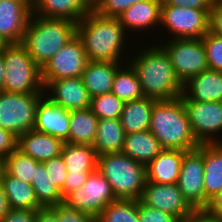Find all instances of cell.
<instances>
[{
	"label": "cell",
	"mask_w": 222,
	"mask_h": 222,
	"mask_svg": "<svg viewBox=\"0 0 222 222\" xmlns=\"http://www.w3.org/2000/svg\"><path fill=\"white\" fill-rule=\"evenodd\" d=\"M91 10L87 0H38L32 7L33 15L75 23H79Z\"/></svg>",
	"instance_id": "22"
},
{
	"label": "cell",
	"mask_w": 222,
	"mask_h": 222,
	"mask_svg": "<svg viewBox=\"0 0 222 222\" xmlns=\"http://www.w3.org/2000/svg\"><path fill=\"white\" fill-rule=\"evenodd\" d=\"M44 163H38L31 185L34 188L37 201L44 207H51L64 203L61 192L48 179Z\"/></svg>",
	"instance_id": "32"
},
{
	"label": "cell",
	"mask_w": 222,
	"mask_h": 222,
	"mask_svg": "<svg viewBox=\"0 0 222 222\" xmlns=\"http://www.w3.org/2000/svg\"><path fill=\"white\" fill-rule=\"evenodd\" d=\"M169 41L162 47L170 56L175 74L182 84L209 69L201 38H173Z\"/></svg>",
	"instance_id": "8"
},
{
	"label": "cell",
	"mask_w": 222,
	"mask_h": 222,
	"mask_svg": "<svg viewBox=\"0 0 222 222\" xmlns=\"http://www.w3.org/2000/svg\"><path fill=\"white\" fill-rule=\"evenodd\" d=\"M149 131L164 149L190 151L200 145L193 135L181 97L154 103Z\"/></svg>",
	"instance_id": "3"
},
{
	"label": "cell",
	"mask_w": 222,
	"mask_h": 222,
	"mask_svg": "<svg viewBox=\"0 0 222 222\" xmlns=\"http://www.w3.org/2000/svg\"><path fill=\"white\" fill-rule=\"evenodd\" d=\"M33 5L38 1V0H29Z\"/></svg>",
	"instance_id": "54"
},
{
	"label": "cell",
	"mask_w": 222,
	"mask_h": 222,
	"mask_svg": "<svg viewBox=\"0 0 222 222\" xmlns=\"http://www.w3.org/2000/svg\"><path fill=\"white\" fill-rule=\"evenodd\" d=\"M205 222H222V220H214L205 214Z\"/></svg>",
	"instance_id": "52"
},
{
	"label": "cell",
	"mask_w": 222,
	"mask_h": 222,
	"mask_svg": "<svg viewBox=\"0 0 222 222\" xmlns=\"http://www.w3.org/2000/svg\"><path fill=\"white\" fill-rule=\"evenodd\" d=\"M125 102L114 93L91 98L90 109L98 119H120Z\"/></svg>",
	"instance_id": "35"
},
{
	"label": "cell",
	"mask_w": 222,
	"mask_h": 222,
	"mask_svg": "<svg viewBox=\"0 0 222 222\" xmlns=\"http://www.w3.org/2000/svg\"><path fill=\"white\" fill-rule=\"evenodd\" d=\"M164 148L149 130L125 135L122 153L147 166Z\"/></svg>",
	"instance_id": "26"
},
{
	"label": "cell",
	"mask_w": 222,
	"mask_h": 222,
	"mask_svg": "<svg viewBox=\"0 0 222 222\" xmlns=\"http://www.w3.org/2000/svg\"><path fill=\"white\" fill-rule=\"evenodd\" d=\"M97 170L109 181L117 199L139 200L146 183V166L126 154L98 156Z\"/></svg>",
	"instance_id": "5"
},
{
	"label": "cell",
	"mask_w": 222,
	"mask_h": 222,
	"mask_svg": "<svg viewBox=\"0 0 222 222\" xmlns=\"http://www.w3.org/2000/svg\"><path fill=\"white\" fill-rule=\"evenodd\" d=\"M61 156L67 172H93L97 169V153L92 145L64 143Z\"/></svg>",
	"instance_id": "30"
},
{
	"label": "cell",
	"mask_w": 222,
	"mask_h": 222,
	"mask_svg": "<svg viewBox=\"0 0 222 222\" xmlns=\"http://www.w3.org/2000/svg\"><path fill=\"white\" fill-rule=\"evenodd\" d=\"M17 148V137L0 127V161Z\"/></svg>",
	"instance_id": "43"
},
{
	"label": "cell",
	"mask_w": 222,
	"mask_h": 222,
	"mask_svg": "<svg viewBox=\"0 0 222 222\" xmlns=\"http://www.w3.org/2000/svg\"><path fill=\"white\" fill-rule=\"evenodd\" d=\"M91 172H67L63 185V198L65 199L72 191L82 187Z\"/></svg>",
	"instance_id": "41"
},
{
	"label": "cell",
	"mask_w": 222,
	"mask_h": 222,
	"mask_svg": "<svg viewBox=\"0 0 222 222\" xmlns=\"http://www.w3.org/2000/svg\"><path fill=\"white\" fill-rule=\"evenodd\" d=\"M162 0H144L126 9L119 17L124 30L150 28L161 23Z\"/></svg>",
	"instance_id": "25"
},
{
	"label": "cell",
	"mask_w": 222,
	"mask_h": 222,
	"mask_svg": "<svg viewBox=\"0 0 222 222\" xmlns=\"http://www.w3.org/2000/svg\"><path fill=\"white\" fill-rule=\"evenodd\" d=\"M185 152L179 149H163L146 166V181L159 184H177Z\"/></svg>",
	"instance_id": "20"
},
{
	"label": "cell",
	"mask_w": 222,
	"mask_h": 222,
	"mask_svg": "<svg viewBox=\"0 0 222 222\" xmlns=\"http://www.w3.org/2000/svg\"><path fill=\"white\" fill-rule=\"evenodd\" d=\"M178 222H205V213L197 212L194 216L182 220H178Z\"/></svg>",
	"instance_id": "49"
},
{
	"label": "cell",
	"mask_w": 222,
	"mask_h": 222,
	"mask_svg": "<svg viewBox=\"0 0 222 222\" xmlns=\"http://www.w3.org/2000/svg\"><path fill=\"white\" fill-rule=\"evenodd\" d=\"M209 11L174 5L161 6V23L174 39L202 38L209 31Z\"/></svg>",
	"instance_id": "11"
},
{
	"label": "cell",
	"mask_w": 222,
	"mask_h": 222,
	"mask_svg": "<svg viewBox=\"0 0 222 222\" xmlns=\"http://www.w3.org/2000/svg\"><path fill=\"white\" fill-rule=\"evenodd\" d=\"M139 201L143 205L170 213L178 220L190 218L197 213L182 195L177 184L146 181Z\"/></svg>",
	"instance_id": "13"
},
{
	"label": "cell",
	"mask_w": 222,
	"mask_h": 222,
	"mask_svg": "<svg viewBox=\"0 0 222 222\" xmlns=\"http://www.w3.org/2000/svg\"><path fill=\"white\" fill-rule=\"evenodd\" d=\"M32 3L20 0L0 1V36L9 44L21 43L31 17Z\"/></svg>",
	"instance_id": "15"
},
{
	"label": "cell",
	"mask_w": 222,
	"mask_h": 222,
	"mask_svg": "<svg viewBox=\"0 0 222 222\" xmlns=\"http://www.w3.org/2000/svg\"><path fill=\"white\" fill-rule=\"evenodd\" d=\"M43 163L46 167V171L49 177L48 179L61 192L63 197V185L67 175V169L61 154L57 157L48 159Z\"/></svg>",
	"instance_id": "38"
},
{
	"label": "cell",
	"mask_w": 222,
	"mask_h": 222,
	"mask_svg": "<svg viewBox=\"0 0 222 222\" xmlns=\"http://www.w3.org/2000/svg\"><path fill=\"white\" fill-rule=\"evenodd\" d=\"M0 181L11 209L40 210L44 208L38 201L31 183H26L0 168Z\"/></svg>",
	"instance_id": "24"
},
{
	"label": "cell",
	"mask_w": 222,
	"mask_h": 222,
	"mask_svg": "<svg viewBox=\"0 0 222 222\" xmlns=\"http://www.w3.org/2000/svg\"><path fill=\"white\" fill-rule=\"evenodd\" d=\"M45 88L53 91L50 93H54L52 97L48 98L68 111L90 108L91 97L81 77L54 80Z\"/></svg>",
	"instance_id": "17"
},
{
	"label": "cell",
	"mask_w": 222,
	"mask_h": 222,
	"mask_svg": "<svg viewBox=\"0 0 222 222\" xmlns=\"http://www.w3.org/2000/svg\"><path fill=\"white\" fill-rule=\"evenodd\" d=\"M156 101L144 96L140 99L125 102L120 116L125 134L149 130L152 107Z\"/></svg>",
	"instance_id": "27"
},
{
	"label": "cell",
	"mask_w": 222,
	"mask_h": 222,
	"mask_svg": "<svg viewBox=\"0 0 222 222\" xmlns=\"http://www.w3.org/2000/svg\"><path fill=\"white\" fill-rule=\"evenodd\" d=\"M203 212L214 220H222V190L209 201Z\"/></svg>",
	"instance_id": "46"
},
{
	"label": "cell",
	"mask_w": 222,
	"mask_h": 222,
	"mask_svg": "<svg viewBox=\"0 0 222 222\" xmlns=\"http://www.w3.org/2000/svg\"><path fill=\"white\" fill-rule=\"evenodd\" d=\"M3 91L19 94H43L42 68L21 43H10L4 51Z\"/></svg>",
	"instance_id": "6"
},
{
	"label": "cell",
	"mask_w": 222,
	"mask_h": 222,
	"mask_svg": "<svg viewBox=\"0 0 222 222\" xmlns=\"http://www.w3.org/2000/svg\"><path fill=\"white\" fill-rule=\"evenodd\" d=\"M213 0H162V5L189 7L197 10H210Z\"/></svg>",
	"instance_id": "45"
},
{
	"label": "cell",
	"mask_w": 222,
	"mask_h": 222,
	"mask_svg": "<svg viewBox=\"0 0 222 222\" xmlns=\"http://www.w3.org/2000/svg\"><path fill=\"white\" fill-rule=\"evenodd\" d=\"M10 209L11 208L5 194L4 187L0 181V221L4 218V216L9 212Z\"/></svg>",
	"instance_id": "48"
},
{
	"label": "cell",
	"mask_w": 222,
	"mask_h": 222,
	"mask_svg": "<svg viewBox=\"0 0 222 222\" xmlns=\"http://www.w3.org/2000/svg\"><path fill=\"white\" fill-rule=\"evenodd\" d=\"M9 43L0 36V53L4 51L5 47L8 45Z\"/></svg>",
	"instance_id": "51"
},
{
	"label": "cell",
	"mask_w": 222,
	"mask_h": 222,
	"mask_svg": "<svg viewBox=\"0 0 222 222\" xmlns=\"http://www.w3.org/2000/svg\"><path fill=\"white\" fill-rule=\"evenodd\" d=\"M76 34L75 22L38 15L33 17L32 13L21 44L42 68Z\"/></svg>",
	"instance_id": "4"
},
{
	"label": "cell",
	"mask_w": 222,
	"mask_h": 222,
	"mask_svg": "<svg viewBox=\"0 0 222 222\" xmlns=\"http://www.w3.org/2000/svg\"><path fill=\"white\" fill-rule=\"evenodd\" d=\"M144 0H98L92 7L97 14L105 17H119L126 9Z\"/></svg>",
	"instance_id": "37"
},
{
	"label": "cell",
	"mask_w": 222,
	"mask_h": 222,
	"mask_svg": "<svg viewBox=\"0 0 222 222\" xmlns=\"http://www.w3.org/2000/svg\"><path fill=\"white\" fill-rule=\"evenodd\" d=\"M125 135L120 119H98L93 142L97 156L120 153L124 146Z\"/></svg>",
	"instance_id": "28"
},
{
	"label": "cell",
	"mask_w": 222,
	"mask_h": 222,
	"mask_svg": "<svg viewBox=\"0 0 222 222\" xmlns=\"http://www.w3.org/2000/svg\"><path fill=\"white\" fill-rule=\"evenodd\" d=\"M69 144H88L93 146L98 118L90 108L70 111Z\"/></svg>",
	"instance_id": "29"
},
{
	"label": "cell",
	"mask_w": 222,
	"mask_h": 222,
	"mask_svg": "<svg viewBox=\"0 0 222 222\" xmlns=\"http://www.w3.org/2000/svg\"><path fill=\"white\" fill-rule=\"evenodd\" d=\"M39 162L23 154L17 148L1 161V167L10 175L26 183H31Z\"/></svg>",
	"instance_id": "34"
},
{
	"label": "cell",
	"mask_w": 222,
	"mask_h": 222,
	"mask_svg": "<svg viewBox=\"0 0 222 222\" xmlns=\"http://www.w3.org/2000/svg\"><path fill=\"white\" fill-rule=\"evenodd\" d=\"M138 57V58H137ZM131 62L145 97L157 101L173 100L183 93V84L175 74L170 56L160 45L137 54Z\"/></svg>",
	"instance_id": "1"
},
{
	"label": "cell",
	"mask_w": 222,
	"mask_h": 222,
	"mask_svg": "<svg viewBox=\"0 0 222 222\" xmlns=\"http://www.w3.org/2000/svg\"><path fill=\"white\" fill-rule=\"evenodd\" d=\"M201 39L205 46L209 69L222 72V37L208 31Z\"/></svg>",
	"instance_id": "36"
},
{
	"label": "cell",
	"mask_w": 222,
	"mask_h": 222,
	"mask_svg": "<svg viewBox=\"0 0 222 222\" xmlns=\"http://www.w3.org/2000/svg\"><path fill=\"white\" fill-rule=\"evenodd\" d=\"M42 97L36 107L33 130L60 138L64 142L69 139L70 111L53 103L47 96Z\"/></svg>",
	"instance_id": "16"
},
{
	"label": "cell",
	"mask_w": 222,
	"mask_h": 222,
	"mask_svg": "<svg viewBox=\"0 0 222 222\" xmlns=\"http://www.w3.org/2000/svg\"><path fill=\"white\" fill-rule=\"evenodd\" d=\"M64 143L60 138L36 130L25 132L17 137V149L40 163L59 156Z\"/></svg>",
	"instance_id": "18"
},
{
	"label": "cell",
	"mask_w": 222,
	"mask_h": 222,
	"mask_svg": "<svg viewBox=\"0 0 222 222\" xmlns=\"http://www.w3.org/2000/svg\"><path fill=\"white\" fill-rule=\"evenodd\" d=\"M180 97L196 140L199 143H222L211 135L222 130V102L194 101L183 93Z\"/></svg>",
	"instance_id": "12"
},
{
	"label": "cell",
	"mask_w": 222,
	"mask_h": 222,
	"mask_svg": "<svg viewBox=\"0 0 222 222\" xmlns=\"http://www.w3.org/2000/svg\"><path fill=\"white\" fill-rule=\"evenodd\" d=\"M42 94H19L0 91V127L18 137L32 131L36 107Z\"/></svg>",
	"instance_id": "7"
},
{
	"label": "cell",
	"mask_w": 222,
	"mask_h": 222,
	"mask_svg": "<svg viewBox=\"0 0 222 222\" xmlns=\"http://www.w3.org/2000/svg\"><path fill=\"white\" fill-rule=\"evenodd\" d=\"M58 218V222H96V217L68 207L65 203L49 207Z\"/></svg>",
	"instance_id": "39"
},
{
	"label": "cell",
	"mask_w": 222,
	"mask_h": 222,
	"mask_svg": "<svg viewBox=\"0 0 222 222\" xmlns=\"http://www.w3.org/2000/svg\"><path fill=\"white\" fill-rule=\"evenodd\" d=\"M125 31L118 17L101 16L93 10L77 23L88 61L119 62Z\"/></svg>",
	"instance_id": "2"
},
{
	"label": "cell",
	"mask_w": 222,
	"mask_h": 222,
	"mask_svg": "<svg viewBox=\"0 0 222 222\" xmlns=\"http://www.w3.org/2000/svg\"><path fill=\"white\" fill-rule=\"evenodd\" d=\"M5 74V62L3 52L0 53V91L3 90V81Z\"/></svg>",
	"instance_id": "50"
},
{
	"label": "cell",
	"mask_w": 222,
	"mask_h": 222,
	"mask_svg": "<svg viewBox=\"0 0 222 222\" xmlns=\"http://www.w3.org/2000/svg\"><path fill=\"white\" fill-rule=\"evenodd\" d=\"M209 32L222 37V1L213 2L210 8Z\"/></svg>",
	"instance_id": "42"
},
{
	"label": "cell",
	"mask_w": 222,
	"mask_h": 222,
	"mask_svg": "<svg viewBox=\"0 0 222 222\" xmlns=\"http://www.w3.org/2000/svg\"><path fill=\"white\" fill-rule=\"evenodd\" d=\"M87 62L83 42L76 34L42 67L44 88L54 80L81 77Z\"/></svg>",
	"instance_id": "10"
},
{
	"label": "cell",
	"mask_w": 222,
	"mask_h": 222,
	"mask_svg": "<svg viewBox=\"0 0 222 222\" xmlns=\"http://www.w3.org/2000/svg\"><path fill=\"white\" fill-rule=\"evenodd\" d=\"M117 200L109 181L96 169L82 187L72 191L64 203L73 209L97 217L111 202Z\"/></svg>",
	"instance_id": "9"
},
{
	"label": "cell",
	"mask_w": 222,
	"mask_h": 222,
	"mask_svg": "<svg viewBox=\"0 0 222 222\" xmlns=\"http://www.w3.org/2000/svg\"><path fill=\"white\" fill-rule=\"evenodd\" d=\"M87 1L93 7L97 3L98 0H87Z\"/></svg>",
	"instance_id": "53"
},
{
	"label": "cell",
	"mask_w": 222,
	"mask_h": 222,
	"mask_svg": "<svg viewBox=\"0 0 222 222\" xmlns=\"http://www.w3.org/2000/svg\"><path fill=\"white\" fill-rule=\"evenodd\" d=\"M23 1L24 3H31L29 0H20Z\"/></svg>",
	"instance_id": "55"
},
{
	"label": "cell",
	"mask_w": 222,
	"mask_h": 222,
	"mask_svg": "<svg viewBox=\"0 0 222 222\" xmlns=\"http://www.w3.org/2000/svg\"><path fill=\"white\" fill-rule=\"evenodd\" d=\"M119 67V62H87L81 78L91 98L112 91L114 77Z\"/></svg>",
	"instance_id": "23"
},
{
	"label": "cell",
	"mask_w": 222,
	"mask_h": 222,
	"mask_svg": "<svg viewBox=\"0 0 222 222\" xmlns=\"http://www.w3.org/2000/svg\"><path fill=\"white\" fill-rule=\"evenodd\" d=\"M111 92L124 102L144 97L138 75L131 64L128 69H117Z\"/></svg>",
	"instance_id": "31"
},
{
	"label": "cell",
	"mask_w": 222,
	"mask_h": 222,
	"mask_svg": "<svg viewBox=\"0 0 222 222\" xmlns=\"http://www.w3.org/2000/svg\"><path fill=\"white\" fill-rule=\"evenodd\" d=\"M183 94L194 101L222 102V72L208 69L191 77L183 84Z\"/></svg>",
	"instance_id": "21"
},
{
	"label": "cell",
	"mask_w": 222,
	"mask_h": 222,
	"mask_svg": "<svg viewBox=\"0 0 222 222\" xmlns=\"http://www.w3.org/2000/svg\"><path fill=\"white\" fill-rule=\"evenodd\" d=\"M203 154L205 209L209 201L222 190V143H200Z\"/></svg>",
	"instance_id": "19"
},
{
	"label": "cell",
	"mask_w": 222,
	"mask_h": 222,
	"mask_svg": "<svg viewBox=\"0 0 222 222\" xmlns=\"http://www.w3.org/2000/svg\"><path fill=\"white\" fill-rule=\"evenodd\" d=\"M35 222H58V218L49 207H46L37 210Z\"/></svg>",
	"instance_id": "47"
},
{
	"label": "cell",
	"mask_w": 222,
	"mask_h": 222,
	"mask_svg": "<svg viewBox=\"0 0 222 222\" xmlns=\"http://www.w3.org/2000/svg\"><path fill=\"white\" fill-rule=\"evenodd\" d=\"M203 177V154L197 148L186 151L181 163L177 185L182 195L197 212L205 210Z\"/></svg>",
	"instance_id": "14"
},
{
	"label": "cell",
	"mask_w": 222,
	"mask_h": 222,
	"mask_svg": "<svg viewBox=\"0 0 222 222\" xmlns=\"http://www.w3.org/2000/svg\"><path fill=\"white\" fill-rule=\"evenodd\" d=\"M96 222H140L138 200L117 199L111 202L96 217Z\"/></svg>",
	"instance_id": "33"
},
{
	"label": "cell",
	"mask_w": 222,
	"mask_h": 222,
	"mask_svg": "<svg viewBox=\"0 0 222 222\" xmlns=\"http://www.w3.org/2000/svg\"><path fill=\"white\" fill-rule=\"evenodd\" d=\"M37 210L10 209L0 222H35Z\"/></svg>",
	"instance_id": "44"
},
{
	"label": "cell",
	"mask_w": 222,
	"mask_h": 222,
	"mask_svg": "<svg viewBox=\"0 0 222 222\" xmlns=\"http://www.w3.org/2000/svg\"><path fill=\"white\" fill-rule=\"evenodd\" d=\"M138 214L140 222H178V219L170 213L143 205L139 200Z\"/></svg>",
	"instance_id": "40"
}]
</instances>
